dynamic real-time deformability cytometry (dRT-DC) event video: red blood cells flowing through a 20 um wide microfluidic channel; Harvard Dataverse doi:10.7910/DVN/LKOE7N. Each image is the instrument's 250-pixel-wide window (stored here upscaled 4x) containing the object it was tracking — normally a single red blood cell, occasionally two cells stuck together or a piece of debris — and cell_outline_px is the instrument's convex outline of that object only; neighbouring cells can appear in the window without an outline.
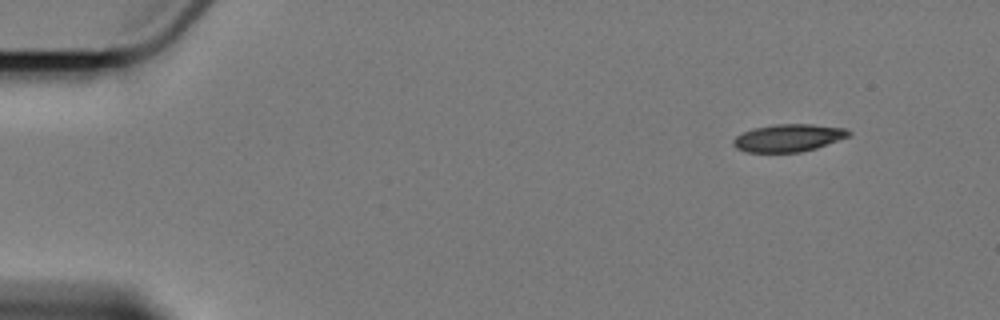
{"species": "Egyptian fruit bat (a non-hibernating species)", "species_latin": "Rousettus aegyptiacus", "temperature_condition": "cold", "stored_images_in_passage": 7, "camera_frame_rate_fps": 3000, "um_per_image_px": 0.085, "animal": {"sex": "female"}, "frame": {"image": 1, "passage_image": 7, "time_ms": 7.333, "image_size_px": [1000, 320], "cell_outline_px": [[852, 136], [816, 148], [800, 152], [744, 152], [736, 148], [732, 144], [732, 140], [736, 136], [752, 128], [776, 124], [812, 124], [848, 128], [852, 132]], "centroid_in_image_um": [67.05, 11.71], "position_along_channel_um": 17.9, "area_um2": 18.79}}